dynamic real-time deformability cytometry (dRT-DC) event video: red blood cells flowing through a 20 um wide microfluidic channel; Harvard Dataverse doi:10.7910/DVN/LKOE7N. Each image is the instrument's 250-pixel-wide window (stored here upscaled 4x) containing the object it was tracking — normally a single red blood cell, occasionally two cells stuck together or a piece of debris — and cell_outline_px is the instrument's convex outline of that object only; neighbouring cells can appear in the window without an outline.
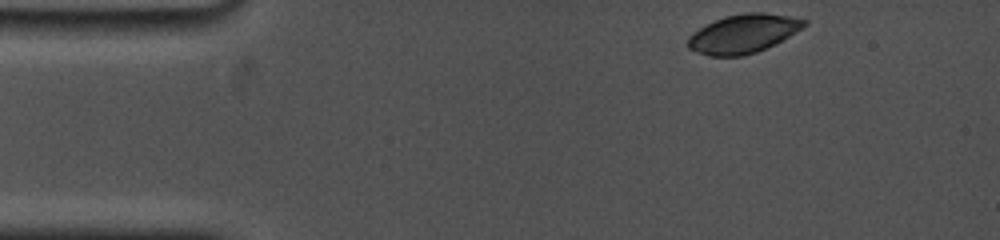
{"species": "common noctule bat (a hibernating species)", "species_latin": "Nyctalus noctula", "temperature_condition": "cold", "stored_images_in_passage": 12, "camera_frame_rate_fps": 5000, "um_per_image_px": 0.085, "animal": {"sex": "female", "body_mass_g": 19.0, "forearm_length_mm": 53.3}, "frame": {"image": 1, "passage_image": 1, "time_ms": 0.0, "image_size_px": [1000, 240], "cell_outline_px": [[808, 24], [796, 32], [756, 52], [744, 56], [708, 56], [696, 52], [688, 48], [688, 36], [700, 28], [724, 16], [744, 12], [764, 12], [792, 16], [808, 20]], "centroid_in_image_um": [63.18, 2.85], "position_along_channel_um": 21.8, "area_um2": 26.13}}
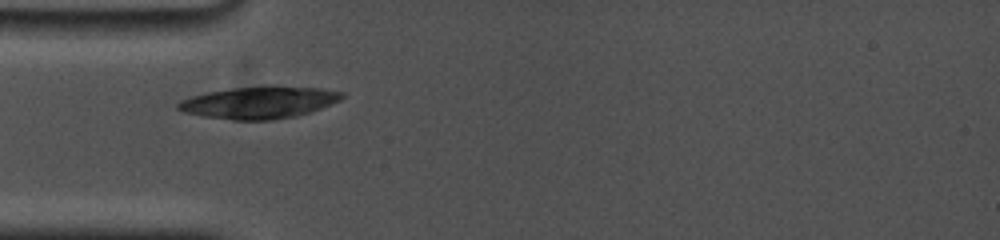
{"frame": {"image": 2, "passage_image": 9, "time_ms": 3.0, "image_size_px": [1000, 240], "cell_outline_px": [[344, 96], [340, 100], [320, 108], [296, 116], [272, 120], [232, 120], [204, 116], [184, 112], [176, 108], [176, 104], [180, 100], [192, 96], [208, 92], [232, 88], [264, 84], [272, 84], [320, 88], [344, 92]], "centroid_in_image_um": [22.03, 8.68], "position_along_channel_um": 63.0, "area_um2": 31.04}}